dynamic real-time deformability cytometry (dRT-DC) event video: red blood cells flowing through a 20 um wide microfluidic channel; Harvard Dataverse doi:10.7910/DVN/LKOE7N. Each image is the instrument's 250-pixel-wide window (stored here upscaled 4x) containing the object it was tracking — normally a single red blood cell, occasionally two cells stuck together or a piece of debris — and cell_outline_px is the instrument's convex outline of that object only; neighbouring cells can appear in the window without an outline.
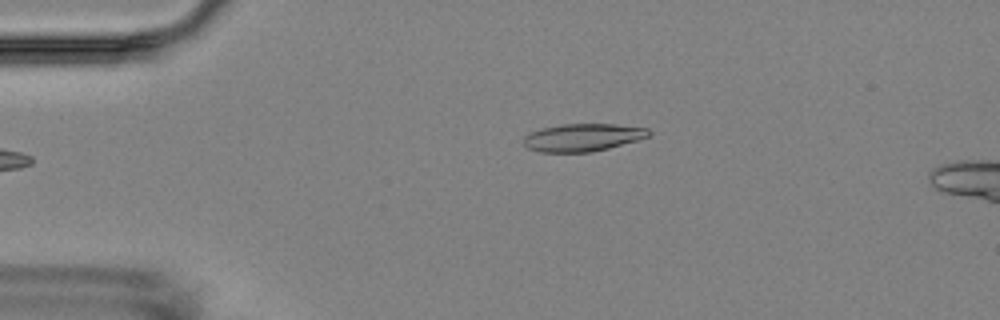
{"species": "Egyptian fruit bat (a non-hibernating species)", "species_latin": "Rousettus aegyptiacus", "temperature_condition": "room temperature", "stored_images_in_passage": 2, "camera_frame_rate_fps": 3000, "um_per_image_px": 0.085, "animal": {"sex": "female"}, "frame": {"image": 1, "passage_image": 2, "time_ms": 1.0, "image_size_px": [1000, 320], "cell_outline_px": [[652, 132], [648, 136], [636, 140], [608, 148], [592, 152], [540, 152], [528, 148], [524, 144], [524, 136], [528, 132], [540, 128], [560, 124], [616, 124], [648, 128]], "centroid_in_image_um": [49.5, 11.67], "position_along_channel_um": 35.5, "area_um2": 20.23}}